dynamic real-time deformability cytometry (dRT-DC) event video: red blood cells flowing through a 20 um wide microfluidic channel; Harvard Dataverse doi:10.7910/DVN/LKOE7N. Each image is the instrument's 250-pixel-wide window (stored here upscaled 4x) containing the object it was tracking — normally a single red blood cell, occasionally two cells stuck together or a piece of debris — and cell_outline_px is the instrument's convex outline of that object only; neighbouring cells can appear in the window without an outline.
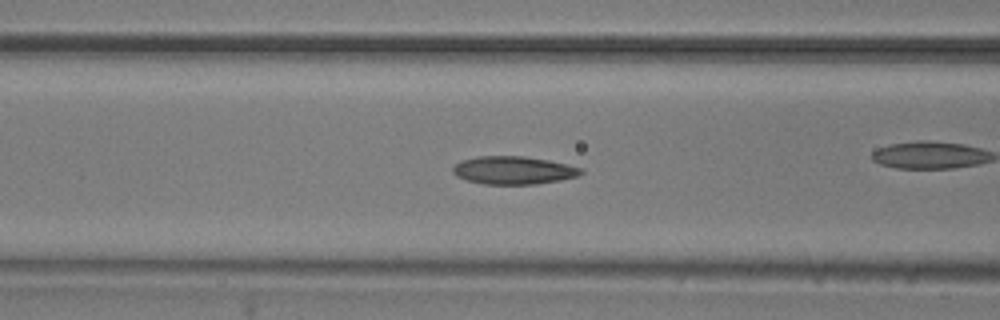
{"species": "common noctule bat (a hibernating species)", "species_latin": "Nyctalus noctula", "temperature_condition": "room temperature", "stored_images_in_passage": 31, "camera_frame_rate_fps": 3000, "um_per_image_px": 0.085, "animal": {"sex": "male", "body_mass_g": 20.5, "forearm_length_mm": 52.5}, "frame": {"image": 1, "passage_image": 10, "time_ms": 3.0, "image_size_px": [1000, 320], "cell_outline_px": [[584, 172], [580, 176], [560, 180], [536, 184], [484, 184], [468, 180], [456, 176], [452, 172], [452, 168], [460, 160], [476, 156], [524, 156], [548, 160], [568, 164], [584, 168]], "centroid_in_image_um": [43.68, 14.47], "position_along_channel_um": 122.9, "area_um2": 21.1}}